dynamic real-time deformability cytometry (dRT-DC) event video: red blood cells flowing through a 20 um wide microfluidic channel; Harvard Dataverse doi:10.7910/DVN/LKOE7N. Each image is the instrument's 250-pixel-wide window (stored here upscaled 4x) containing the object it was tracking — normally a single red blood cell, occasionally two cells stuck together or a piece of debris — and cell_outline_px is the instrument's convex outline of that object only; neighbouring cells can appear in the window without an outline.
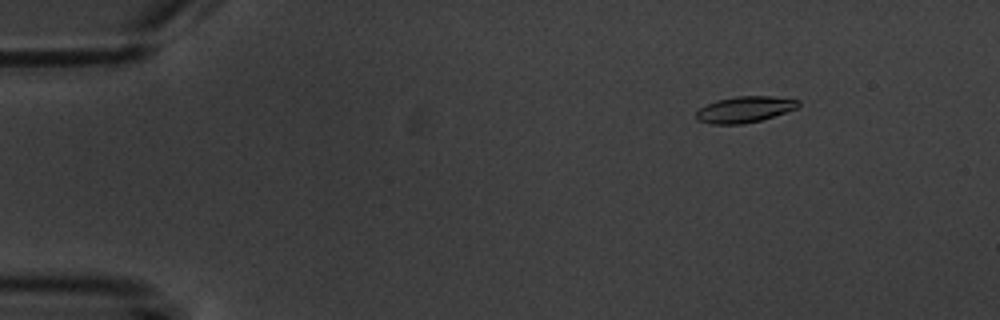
{"species": "common noctule bat (a hibernating species)", "species_latin": "Nyctalus noctula", "temperature_condition": "warm", "stored_images_in_passage": 6, "camera_frame_rate_fps": 3000, "um_per_image_px": 0.085, "animal": {"sex": "male", "body_mass_g": 20.1, "forearm_length_mm": 53.5}, "frame": {"image": 1, "passage_image": 3, "time_ms": 2.333, "image_size_px": [1000, 320], "cell_outline_px": [[800, 104], [796, 108], [760, 120], [740, 124], [712, 124], [696, 120], [696, 112], [700, 108], [716, 100], [736, 96], [772, 96], [800, 100]], "centroid_in_image_um": [63.27, 9.29], "position_along_channel_um": 21.7, "area_um2": 15.37}}
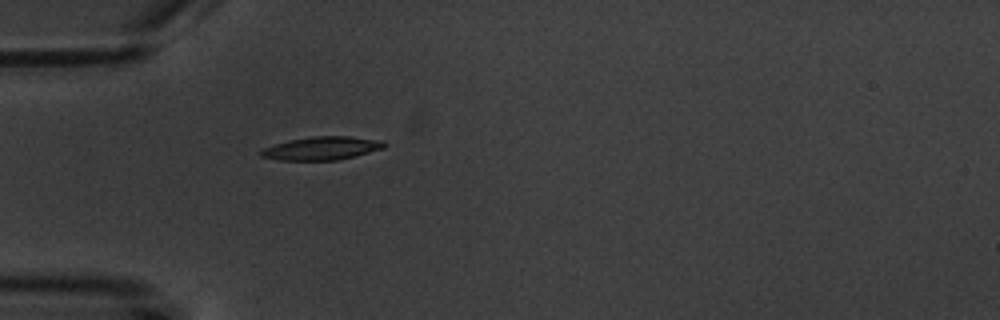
{"frame": {"image": 2, "passage_image": 6, "time_ms": 5.667, "image_size_px": [1000, 320], "cell_outline_px": [[388, 144], [384, 148], [336, 160], [280, 160], [260, 156], [256, 152], [260, 148], [288, 140], [312, 136], [348, 136], [384, 140]], "centroid_in_image_um": [27.29, 12.59], "position_along_channel_um": 57.7, "area_um2": 16.88}}